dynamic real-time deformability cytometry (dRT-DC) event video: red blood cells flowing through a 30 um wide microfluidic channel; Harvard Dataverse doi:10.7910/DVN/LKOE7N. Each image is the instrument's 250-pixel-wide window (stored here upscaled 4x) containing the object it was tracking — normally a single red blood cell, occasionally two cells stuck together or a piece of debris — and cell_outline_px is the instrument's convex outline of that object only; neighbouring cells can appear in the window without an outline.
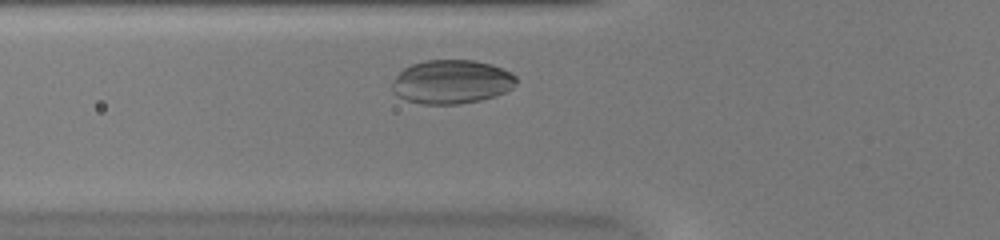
{"species": "common noctule bat (a hibernating species)", "species_latin": "Nyctalus noctula", "temperature_condition": "warm", "stored_images_in_passage": 29, "camera_frame_rate_fps": 3000, "um_per_image_px": 0.085, "animal": {"sex": "female", "body_mass_g": 20.0, "forearm_length_mm": 54.0}, "frame": {"image": 1, "passage_image": 5, "time_ms": 1.333, "image_size_px": [1000, 240], "cell_outline_px": [[516, 84], [512, 88], [496, 96], [480, 100], [460, 104], [420, 104], [396, 96], [392, 92], [392, 84], [396, 76], [404, 68], [412, 64], [424, 60], [472, 60], [492, 64], [504, 68], [512, 72], [516, 76]], "centroid_in_image_um": [38.4, 6.95], "position_along_channel_um": 87.4, "area_um2": 31.96}}
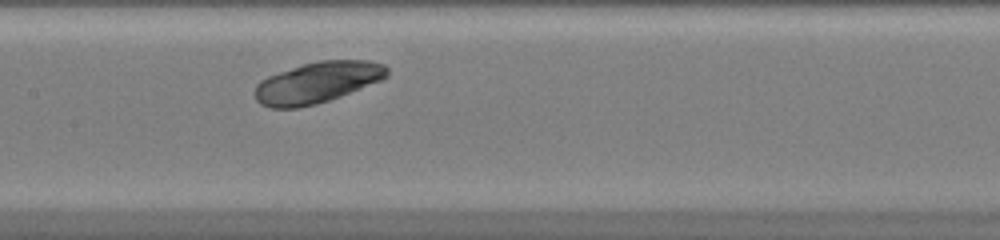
{"frame": {"image": 2, "passage_image": 12, "time_ms": 3.667, "image_size_px": [1000, 240], "cell_outline_px": [[388, 76], [380, 80], [340, 96], [316, 104], [296, 108], [272, 108], [260, 104], [256, 100], [256, 84], [260, 80], [268, 76], [316, 60], [368, 60], [384, 64], [388, 68]], "centroid_in_image_um": [26.97, 7.0], "position_along_channel_um": 180.4, "area_um2": 31.39}}
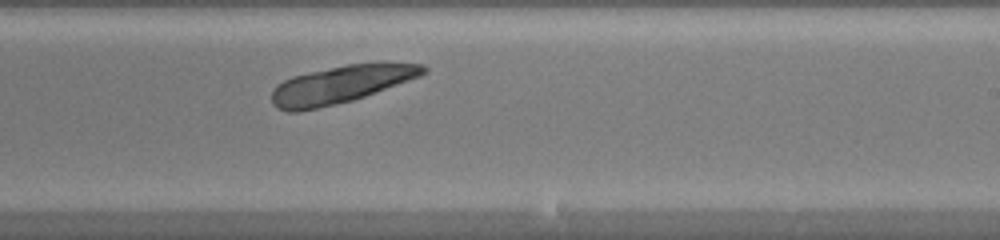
{"frame": {"image": 3, "passage_image": 18, "time_ms": 5.667, "image_size_px": [1000, 240], "cell_outline_px": [[428, 72], [420, 76], [376, 92], [352, 100], [336, 104], [300, 112], [288, 112], [276, 108], [272, 104], [272, 92], [276, 84], [292, 76], [308, 72], [348, 64], [384, 60], [424, 64], [428, 68]], "centroid_in_image_um": [29.02, 7.14], "position_along_channel_um": 260.0, "area_um2": 33.87}}